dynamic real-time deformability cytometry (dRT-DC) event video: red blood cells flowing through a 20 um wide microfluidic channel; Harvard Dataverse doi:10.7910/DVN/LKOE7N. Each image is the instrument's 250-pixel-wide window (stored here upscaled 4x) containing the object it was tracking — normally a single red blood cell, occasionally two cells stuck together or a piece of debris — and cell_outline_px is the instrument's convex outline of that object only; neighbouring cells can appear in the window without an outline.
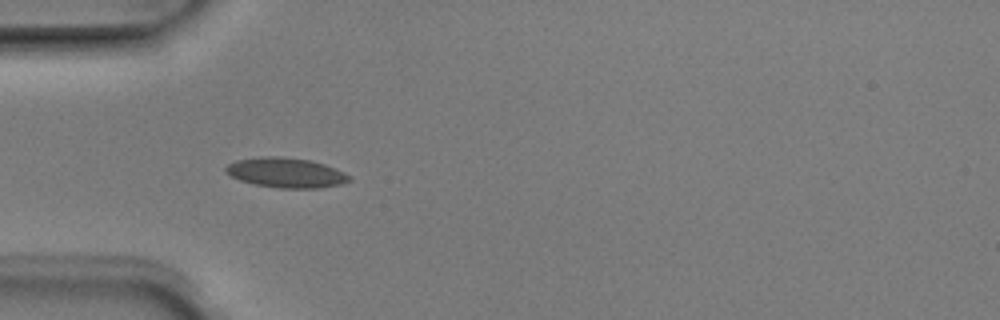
{"species": "Egyptian fruit bat (a non-hibernating species)", "species_latin": "Rousettus aegyptiacus", "temperature_condition": "room temperature", "stored_images_in_passage": 7, "camera_frame_rate_fps": 3000, "um_per_image_px": 0.085, "animal": {"sex": "male"}, "frame": {"image": 1, "passage_image": 5, "time_ms": 1.333, "image_size_px": [1000, 320], "cell_outline_px": [[352, 180], [340, 184], [320, 188], [280, 188], [256, 184], [240, 180], [224, 172], [224, 168], [228, 164], [236, 160], [264, 156], [280, 156], [308, 160], [324, 164], [336, 168], [352, 176]], "centroid_in_image_um": [24.33, 14.67], "position_along_channel_um": 60.7, "area_um2": 21.5}}
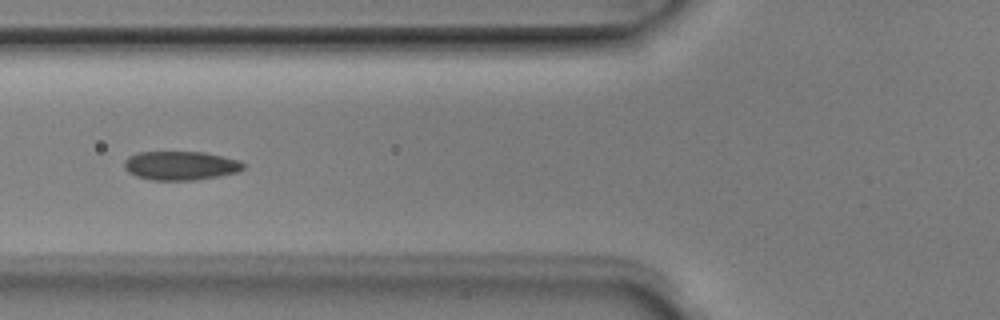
{"frame": {"image": 2, "passage_image": 6, "time_ms": 1.667, "image_size_px": [1000, 320], "cell_outline_px": [[244, 168], [240, 172], [220, 176], [196, 180], [148, 180], [136, 176], [128, 172], [124, 168], [124, 160], [128, 156], [136, 152], [204, 152], [240, 160], [244, 164]], "centroid_in_image_um": [15.34, 14.08], "position_along_channel_um": 110.5, "area_um2": 20.35}}
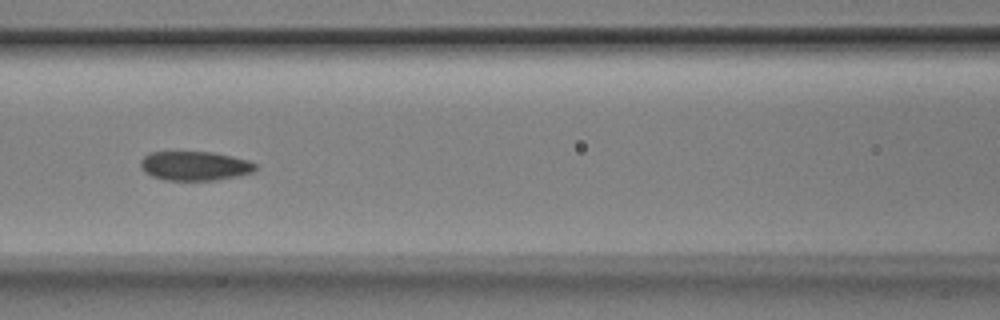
{"frame": {"image": 3, "passage_image": 7, "time_ms": 2.0, "image_size_px": [1000, 320], "cell_outline_px": [[256, 172], [240, 176], [216, 180], [164, 180], [152, 176], [144, 172], [140, 168], [140, 160], [148, 152], [212, 152], [232, 156], [248, 160], [256, 164]], "centroid_in_image_um": [16.56, 14.1], "position_along_channel_um": 150.0, "area_um2": 19.83}}